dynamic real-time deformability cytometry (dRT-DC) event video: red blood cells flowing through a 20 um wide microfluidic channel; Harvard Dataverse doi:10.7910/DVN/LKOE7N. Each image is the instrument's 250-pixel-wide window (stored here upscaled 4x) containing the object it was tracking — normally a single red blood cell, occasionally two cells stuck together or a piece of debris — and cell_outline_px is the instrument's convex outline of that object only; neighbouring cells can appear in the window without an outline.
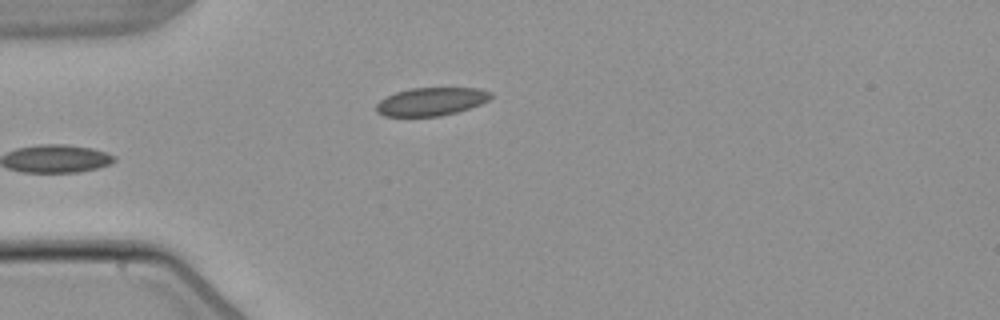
{"species": "common noctule bat (a hibernating species)", "species_latin": "Nyctalus noctula", "temperature_condition": "warm", "stored_images_in_passage": 2, "camera_frame_rate_fps": 3000, "um_per_image_px": 0.085, "animal": {"sex": "male", "body_mass_g": 21.5, "forearm_length_mm": 52.0}, "frame": {"image": 1, "passage_image": 2, "time_ms": 1.0, "image_size_px": [1000, 320], "cell_outline_px": [[492, 96], [488, 100], [480, 104], [456, 112], [440, 116], [384, 116], [376, 112], [376, 104], [380, 100], [396, 92], [412, 88], [476, 88], [492, 92]], "centroid_in_image_um": [36.64, 8.63], "position_along_channel_um": 48.4, "area_um2": 18.61}}